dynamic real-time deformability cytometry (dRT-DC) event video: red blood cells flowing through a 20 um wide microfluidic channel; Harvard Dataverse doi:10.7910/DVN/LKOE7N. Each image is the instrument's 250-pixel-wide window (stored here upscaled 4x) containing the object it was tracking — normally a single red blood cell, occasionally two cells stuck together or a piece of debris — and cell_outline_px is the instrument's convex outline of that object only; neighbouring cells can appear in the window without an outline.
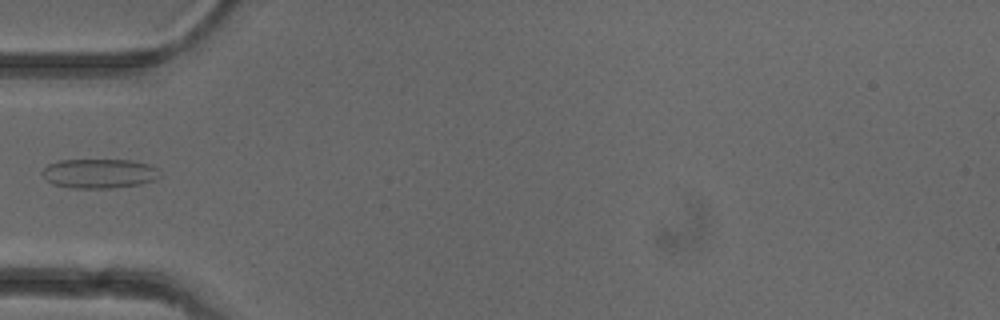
{"species": "common noctule bat (a hibernating species)", "species_latin": "Nyctalus noctula", "temperature_condition": "cold", "stored_images_in_passage": 5, "camera_frame_rate_fps": 3000, "um_per_image_px": 0.085, "animal": {"sex": "female"}, "frame": {"image": 1, "passage_image": 4, "time_ms": 3.667, "image_size_px": [1000, 320], "cell_outline_px": [[160, 176], [156, 180], [140, 184], [108, 188], [72, 188], [52, 184], [40, 172], [48, 164], [60, 160], [132, 160], [152, 164], [160, 172]], "centroid_in_image_um": [8.46, 14.74], "position_along_channel_um": 76.5, "area_um2": 20.29}}